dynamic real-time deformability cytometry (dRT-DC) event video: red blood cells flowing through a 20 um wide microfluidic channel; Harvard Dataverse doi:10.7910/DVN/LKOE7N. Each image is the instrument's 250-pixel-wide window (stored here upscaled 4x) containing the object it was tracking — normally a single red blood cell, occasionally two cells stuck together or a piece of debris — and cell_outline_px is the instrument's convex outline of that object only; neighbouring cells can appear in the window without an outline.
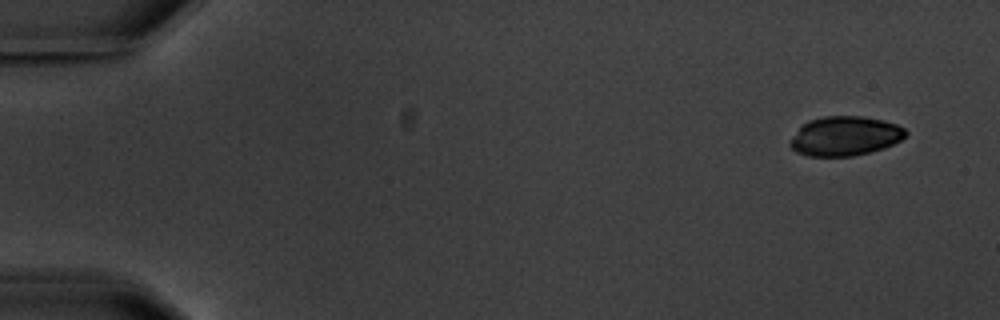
{"species": "common noctule bat (a hibernating species)", "species_latin": "Nyctalus noctula", "temperature_condition": "warm", "stored_images_in_passage": 5, "camera_frame_rate_fps": 3000, "um_per_image_px": 0.085, "animal": {"sex": "male", "body_mass_g": 20.1, "forearm_length_mm": 53.5}, "frame": {"image": 1, "passage_image": 1, "time_ms": 0.0, "image_size_px": [1000, 320], "cell_outline_px": [[908, 132], [900, 140], [884, 148], [852, 156], [808, 156], [796, 152], [788, 144], [788, 140], [808, 120], [824, 116], [864, 116], [884, 120], [896, 124], [904, 128]], "centroid_in_image_um": [71.8, 11.56], "position_along_channel_um": 13.2, "area_um2": 26.53}}
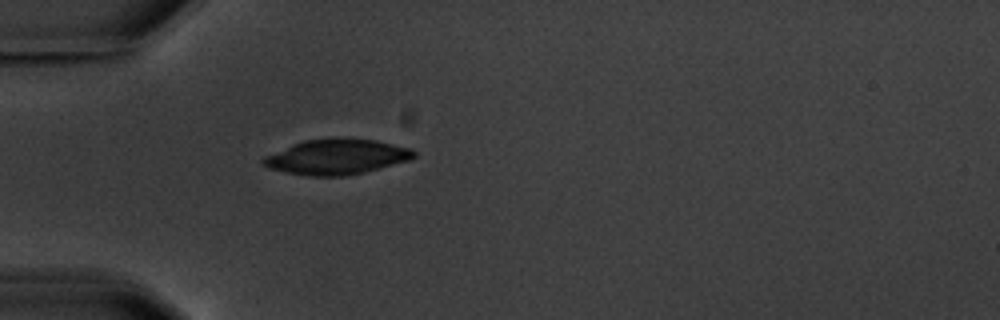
{"frame": {"image": 2, "passage_image": 5, "time_ms": 4.667, "image_size_px": [1000, 320], "cell_outline_px": [[416, 156], [408, 160], [364, 172], [344, 176], [308, 176], [284, 172], [268, 168], [260, 164], [260, 160], [264, 156], [292, 144], [304, 140], [336, 136], [340, 136], [376, 140], [412, 148], [416, 152]], "centroid_in_image_um": [28.57, 13.31], "position_along_channel_um": 56.4, "area_um2": 31.5}}